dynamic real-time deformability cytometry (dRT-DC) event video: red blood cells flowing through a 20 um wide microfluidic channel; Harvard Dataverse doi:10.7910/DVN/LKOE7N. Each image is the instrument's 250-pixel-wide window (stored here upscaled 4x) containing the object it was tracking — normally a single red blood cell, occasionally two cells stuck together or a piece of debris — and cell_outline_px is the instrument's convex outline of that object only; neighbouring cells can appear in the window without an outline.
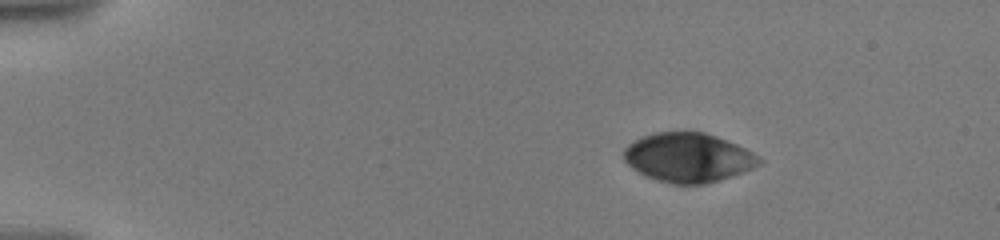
{"species": "human", "species_latin": "Homo sapiens", "temperature_condition": "warm", "stored_images_in_passage": 39, "camera_frame_rate_fps": 3000, "um_per_image_px": 0.085, "donor": {"sex": "male"}, "frame": {"image": 1, "passage_image": 1, "time_ms": 0.0, "image_size_px": [1000, 240], "cell_outline_px": [[764, 160], [760, 164], [744, 172], [732, 176], [704, 184], [672, 184], [656, 180], [644, 176], [632, 168], [624, 160], [624, 148], [628, 144], [644, 136], [656, 132], [704, 132], [728, 140], [760, 156]], "centroid_in_image_um": [58.51, 13.4], "position_along_channel_um": 26.5, "area_um2": 38.84}}
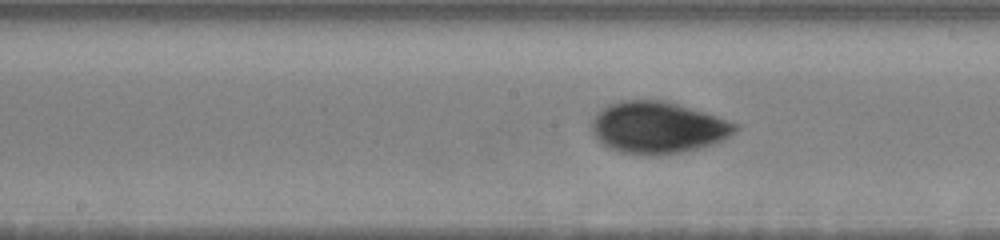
{"frame": {"image": 2, "passage_image": 17, "time_ms": 7.333, "image_size_px": [1000, 240], "cell_outline_px": [[740, 128], [736, 132], [724, 140], [716, 144], [684, 152], [656, 156], [644, 156], [620, 152], [608, 148], [592, 132], [592, 120], [596, 112], [600, 108], [608, 104], [620, 100], [664, 100], [692, 108], [740, 124]], "centroid_in_image_um": [55.94, 10.85], "position_along_channel_um": 192.3, "area_um2": 43.99}}
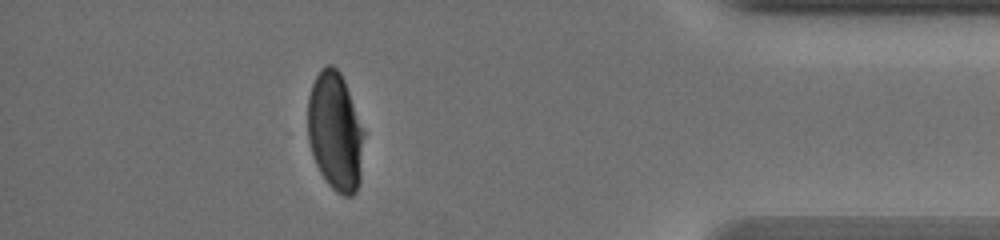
{"frame": {"image": 3, "passage_image": 34, "time_ms": 14.333, "image_size_px": [1000, 240], "cell_outline_px": [[364, 132], [360, 180], [356, 192], [352, 196], [344, 196], [336, 192], [328, 184], [320, 172], [316, 164], [308, 140], [308, 96], [312, 84], [316, 76], [328, 64], [332, 64], [340, 72], [344, 80]], "centroid_in_image_um": [28.49, 11.21], "position_along_channel_um": 406.7, "area_um2": 38.55}, "authors_computed_cell_mechanics": {"area_um2": 41.0958, "velocity_mm_per_s": 3.5333, "shape_relaxation_time_tau1_ms": 6.002, "shape_relaxation_time_tau2_ms": 1.0208, "deformation_change_tau1": 0.1375, "deformation_change_tau2": 0.0367}}